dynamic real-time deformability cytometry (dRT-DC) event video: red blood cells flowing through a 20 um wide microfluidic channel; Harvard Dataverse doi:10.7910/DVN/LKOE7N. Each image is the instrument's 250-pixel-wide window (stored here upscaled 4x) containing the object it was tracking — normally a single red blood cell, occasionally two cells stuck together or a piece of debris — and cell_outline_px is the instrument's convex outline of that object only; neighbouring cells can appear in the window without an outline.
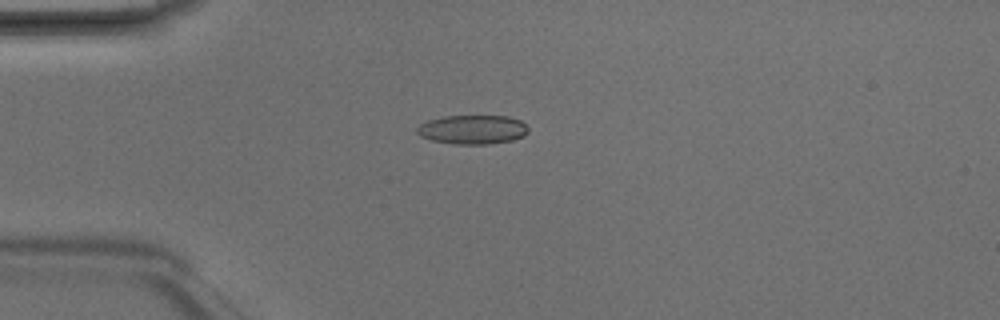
{"species": "Egyptian fruit bat (a non-hibernating species)", "species_latin": "Rousettus aegyptiacus", "temperature_condition": "room temperature", "stored_images_in_passage": 4, "camera_frame_rate_fps": 3000, "um_per_image_px": 0.085, "animal": {"sex": "male"}, "frame": {"image": 1, "passage_image": 4, "time_ms": 1.0, "image_size_px": [1000, 320], "cell_outline_px": [[528, 132], [524, 136], [512, 140], [488, 144], [452, 144], [432, 140], [420, 136], [416, 132], [416, 128], [420, 124], [428, 120], [444, 116], [508, 116], [520, 120], [528, 128]], "centroid_in_image_um": [40.16, 11.01], "position_along_channel_um": 44.8, "area_um2": 18.9}}